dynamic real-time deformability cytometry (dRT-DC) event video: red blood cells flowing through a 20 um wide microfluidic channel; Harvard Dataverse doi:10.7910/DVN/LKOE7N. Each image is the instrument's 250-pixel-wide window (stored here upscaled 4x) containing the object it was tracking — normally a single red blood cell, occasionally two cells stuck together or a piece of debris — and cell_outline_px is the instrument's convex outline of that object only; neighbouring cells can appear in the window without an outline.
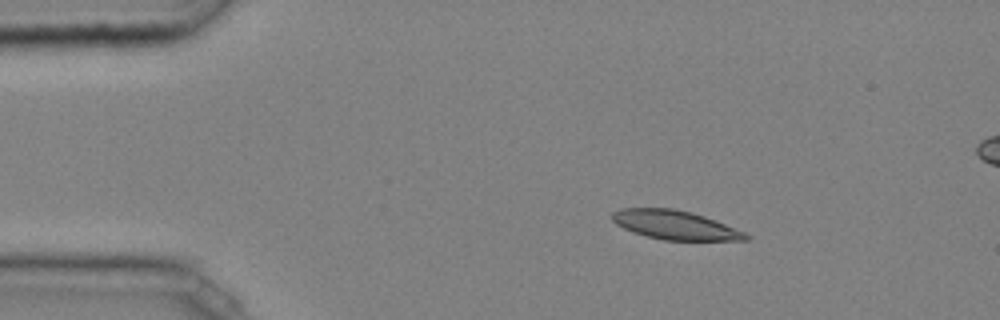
{"species": "common noctule bat (a hibernating species)", "species_latin": "Nyctalus noctula", "temperature_condition": "cold", "stored_images_in_passage": 40, "camera_frame_rate_fps": 3000, "um_per_image_px": 0.085, "animal": {"sex": "male", "body_mass_g": 20.4}, "frame": {"image": 1, "passage_image": 1, "time_ms": 0.0, "image_size_px": [1000, 320], "cell_outline_px": [[752, 236], [748, 240], [664, 240], [632, 232], [616, 224], [612, 220], [612, 212], [620, 208], [672, 208], [692, 212], [704, 216], [744, 232]], "centroid_in_image_um": [57.36, 19.12], "position_along_channel_um": 27.6, "area_um2": 22.43}}
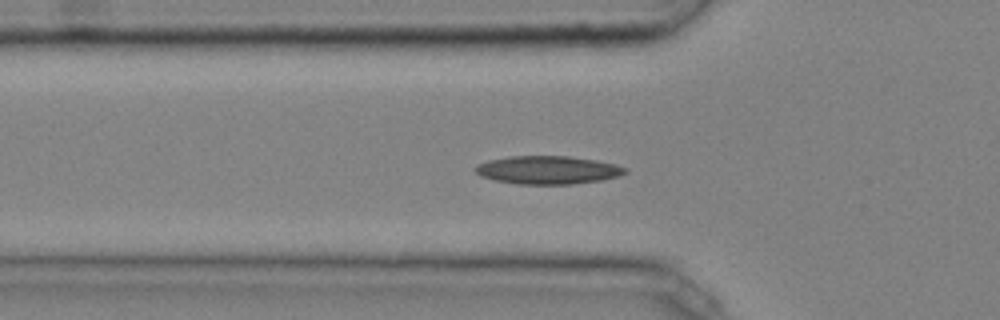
{"frame": {"image": 2, "passage_image": 9, "time_ms": 2.667, "image_size_px": [1000, 320], "cell_outline_px": [[628, 172], [616, 176], [600, 180], [572, 184], [516, 184], [496, 180], [480, 176], [472, 168], [476, 164], [488, 160], [508, 156], [568, 156], [596, 160], [616, 164], [628, 168]], "centroid_in_image_um": [46.53, 14.44], "position_along_channel_um": 79.3, "area_um2": 24.68}}
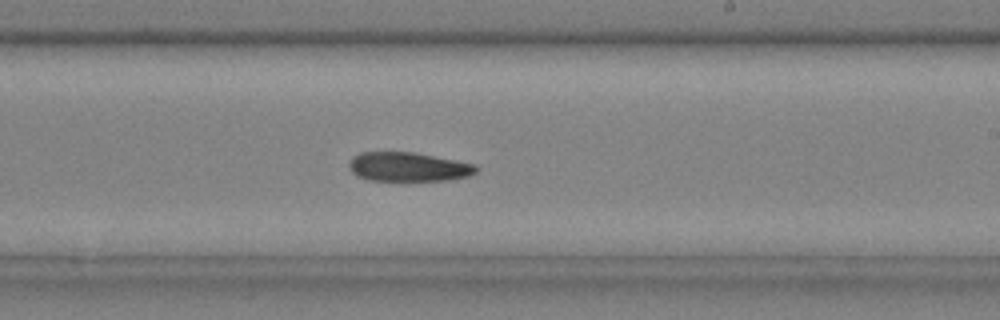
{"frame": {"image": 3, "passage_image": 22, "time_ms": 7.0, "image_size_px": [1000, 320], "cell_outline_px": [[480, 168], [476, 172], [468, 176], [448, 180], [368, 180], [356, 176], [348, 168], [348, 164], [352, 156], [360, 152], [416, 152], [476, 164]], "centroid_in_image_um": [34.69, 14.17], "position_along_channel_um": 254.3, "area_um2": 21.79}}